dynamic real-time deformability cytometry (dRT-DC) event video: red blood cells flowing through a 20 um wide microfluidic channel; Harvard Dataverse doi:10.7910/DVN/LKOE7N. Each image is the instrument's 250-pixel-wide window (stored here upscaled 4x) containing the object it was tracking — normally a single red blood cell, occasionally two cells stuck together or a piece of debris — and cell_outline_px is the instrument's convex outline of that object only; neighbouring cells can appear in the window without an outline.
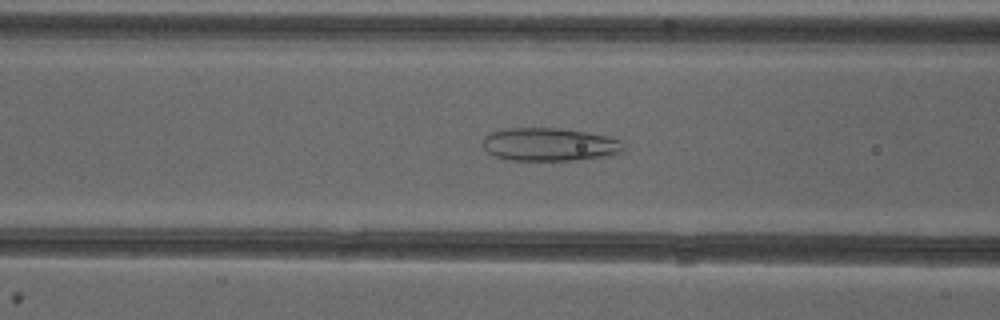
{"species": "common noctule bat (a hibernating species)", "species_latin": "Nyctalus noctula", "temperature_condition": "cold", "stored_images_in_passage": 50, "camera_frame_rate_fps": 3000, "um_per_image_px": 0.085, "animal": {"sex": "female"}, "frame": {"image": 1, "passage_image": 19, "time_ms": 6.0, "image_size_px": [1000, 320], "cell_outline_px": [[624, 152], [608, 156], [572, 160], [508, 160], [496, 156], [488, 152], [484, 148], [484, 136], [492, 132], [504, 128], [560, 128], [608, 136], [624, 140]], "centroid_in_image_um": [46.76, 12.28], "position_along_channel_um": 119.8, "area_um2": 27.28}}
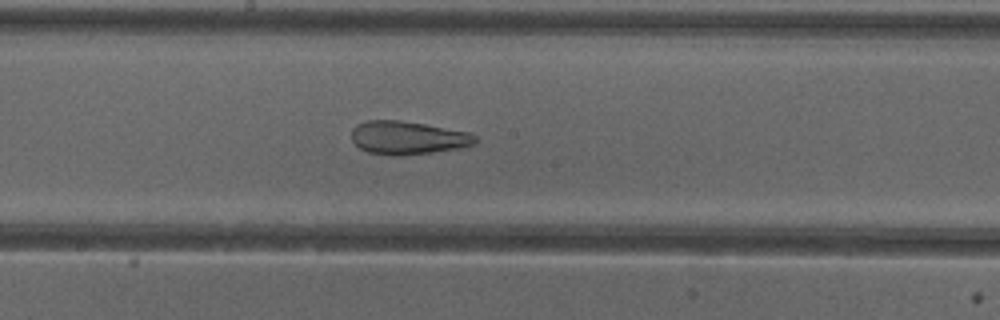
{"frame": {"image": 2, "passage_image": 26, "time_ms": 8.333, "image_size_px": [1000, 320], "cell_outline_px": [[476, 144], [460, 148], [432, 152], [396, 156], [392, 156], [368, 152], [360, 148], [352, 140], [352, 128], [356, 124], [368, 120], [400, 120], [472, 132], [476, 136]], "centroid_in_image_um": [34.67, 11.7], "position_along_channel_um": 213.5, "area_um2": 24.1}}
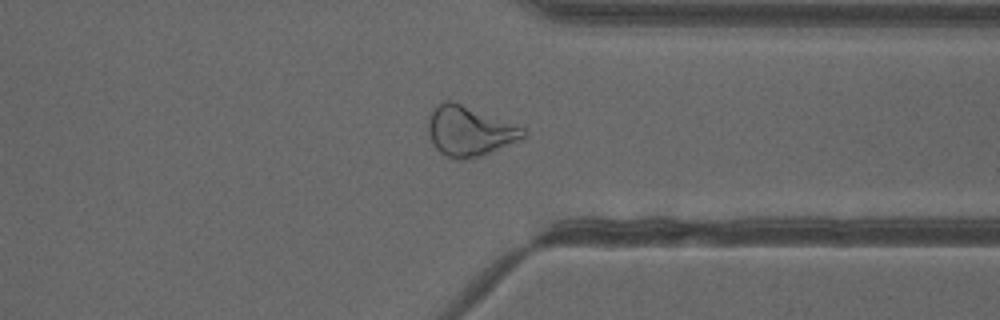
{"frame": {"image": 3, "passage_image": 38, "time_ms": 12.333, "image_size_px": [1000, 320], "cell_outline_px": [[528, 136], [524, 140], [480, 156], [464, 160], [448, 156], [440, 152], [436, 148], [428, 136], [428, 116], [432, 108], [436, 104], [444, 100], [452, 100], [524, 128], [528, 132]], "centroid_in_image_um": [39.91, 11.14], "position_along_channel_um": 371.5, "area_um2": 27.98}}